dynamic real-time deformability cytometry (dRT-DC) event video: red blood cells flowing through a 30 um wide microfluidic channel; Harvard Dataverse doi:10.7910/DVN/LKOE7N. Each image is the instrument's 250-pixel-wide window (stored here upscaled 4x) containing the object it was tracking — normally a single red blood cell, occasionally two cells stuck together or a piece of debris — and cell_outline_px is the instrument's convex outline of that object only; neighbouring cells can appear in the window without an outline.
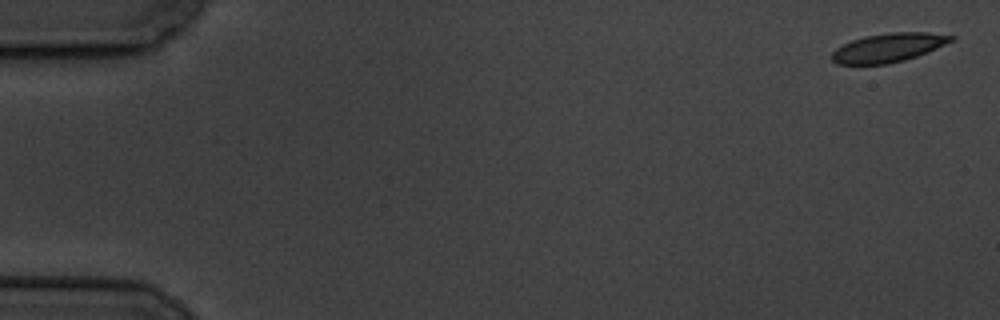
{"species": "common noctule bat (a hibernating species)", "species_latin": "Nyctalus noctula", "temperature_condition": "cold", "stored_images_in_passage": 5, "camera_frame_rate_fps": 3000, "um_per_image_px": 0.085, "animal": {"sex": "male", "body_mass_g": 19.5, "forearm_length_mm": 54.6}, "frame": {"image": 1, "passage_image": 1, "time_ms": 0.0, "image_size_px": [1000, 320], "cell_outline_px": [[956, 40], [928, 52], [904, 60], [888, 64], [836, 64], [832, 60], [832, 52], [836, 48], [852, 40], [864, 36], [892, 32], [928, 32], [956, 36]], "centroid_in_image_um": [75.55, 4.04], "position_along_channel_um": 9.4, "area_um2": 20.11}}